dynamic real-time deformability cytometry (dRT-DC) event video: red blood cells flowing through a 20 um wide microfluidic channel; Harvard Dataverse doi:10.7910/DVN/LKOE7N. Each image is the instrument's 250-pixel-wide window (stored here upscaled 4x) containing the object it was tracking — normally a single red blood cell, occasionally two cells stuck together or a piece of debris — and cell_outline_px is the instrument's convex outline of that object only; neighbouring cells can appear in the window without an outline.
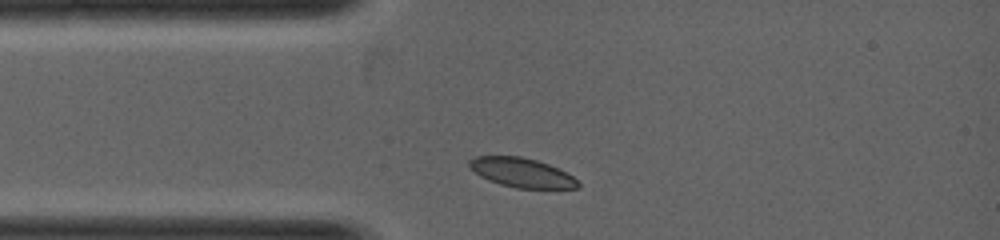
{"species": "common noctule bat (a hibernating species)", "species_latin": "Nyctalus noctula", "temperature_condition": "warm", "stored_images_in_passage": 9, "camera_frame_rate_fps": 5000, "um_per_image_px": 0.085, "animal": {"sex": "female", "body_mass_g": 19.0, "forearm_length_mm": 53.3}, "frame": {"image": 1, "passage_image": 1, "time_ms": 0.0, "image_size_px": [1000, 240], "cell_outline_px": [[580, 188], [516, 188], [500, 184], [488, 180], [480, 176], [468, 164], [468, 160], [476, 156], [520, 156], [536, 160], [548, 164], [572, 176], [580, 184]], "centroid_in_image_um": [44.32, 14.67], "position_along_channel_um": 40.7, "area_um2": 18.32}}
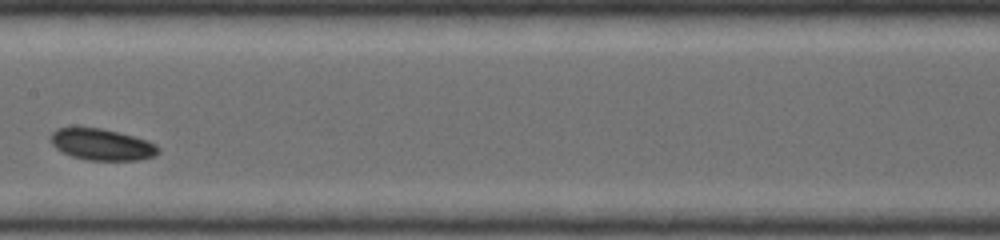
{"frame": {"image": 2, "passage_image": 6, "time_ms": 2.0, "image_size_px": [1000, 240], "cell_outline_px": [[160, 152], [152, 156], [140, 160], [88, 160], [72, 156], [56, 148], [48, 140], [48, 136], [56, 128], [100, 128], [148, 140], [156, 144], [160, 148]], "centroid_in_image_um": [8.64, 12.29], "position_along_channel_um": 198.8, "area_um2": 19.65}}
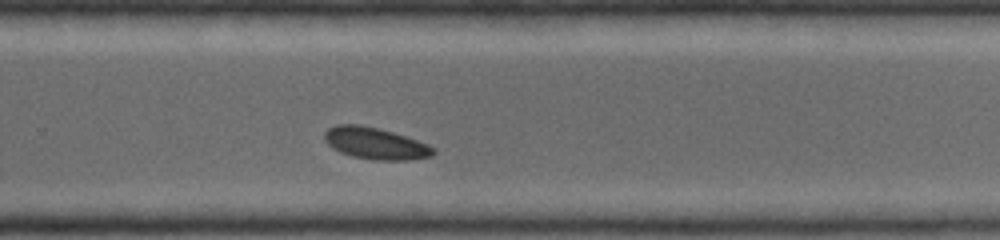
{"frame": {"image": 3, "passage_image": 9, "time_ms": 3.2, "image_size_px": [1000, 240], "cell_outline_px": [[436, 152], [432, 156], [408, 160], [372, 160], [352, 156], [340, 152], [332, 148], [324, 140], [324, 132], [328, 128], [336, 124], [360, 124], [392, 132], [428, 144], [436, 148]], "centroid_in_image_um": [31.89, 12.19], "position_along_channel_um": 297.9, "area_um2": 20.17}}